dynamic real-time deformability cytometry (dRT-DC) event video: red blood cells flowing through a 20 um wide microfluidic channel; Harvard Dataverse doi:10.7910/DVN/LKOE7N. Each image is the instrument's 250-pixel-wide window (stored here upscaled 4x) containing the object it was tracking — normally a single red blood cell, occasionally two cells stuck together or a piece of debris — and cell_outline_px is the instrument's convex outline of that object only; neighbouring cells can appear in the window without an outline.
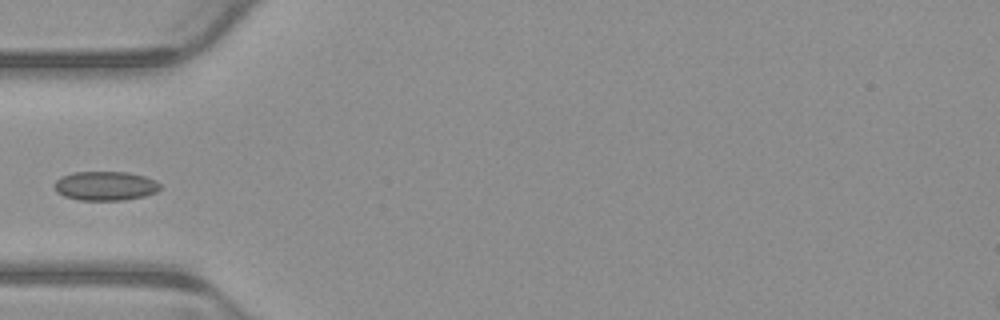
{"species": "common noctule bat (a hibernating species)", "species_latin": "Nyctalus noctula", "temperature_condition": "warm", "stored_images_in_passage": 4, "camera_frame_rate_fps": 3000, "um_per_image_px": 0.085, "animal": {"sex": "male", "body_mass_g": 23.1, "forearm_length_mm": 52.7}, "frame": {"image": 1, "passage_image": 4, "time_ms": 1.0, "image_size_px": [1000, 320], "cell_outline_px": [[160, 188], [156, 192], [144, 196], [124, 200], [80, 200], [64, 196], [56, 192], [52, 184], [60, 176], [72, 172], [128, 172], [144, 176], [156, 180], [160, 184]], "centroid_in_image_um": [8.92, 15.79], "position_along_channel_um": 76.1, "area_um2": 18.15}}